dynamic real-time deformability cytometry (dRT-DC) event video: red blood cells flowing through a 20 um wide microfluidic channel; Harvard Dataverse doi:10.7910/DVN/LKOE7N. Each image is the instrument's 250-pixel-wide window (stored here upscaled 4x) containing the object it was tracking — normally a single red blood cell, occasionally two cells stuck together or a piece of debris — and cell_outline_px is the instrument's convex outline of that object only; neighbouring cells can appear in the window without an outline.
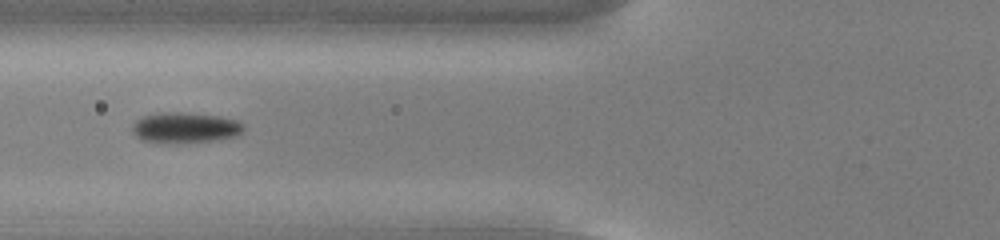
{"species": "common noctule bat (a hibernating species)", "species_latin": "Nyctalus noctula", "temperature_condition": "cold", "stored_images_in_passage": 16, "camera_frame_rate_fps": 3000, "um_per_image_px": 0.085, "animal": {"sex": "male", "body_mass_g": 13.0, "forearm_length_mm": 53.1}, "frame": {"image": 1, "passage_image": 7, "time_ms": 2.0, "image_size_px": [1000, 240], "cell_outline_px": [[244, 132], [236, 136], [220, 140], [164, 144], [140, 140], [132, 132], [132, 124], [136, 120], [144, 116], [176, 112], [216, 116], [236, 120], [244, 124]], "centroid_in_image_um": [15.74, 10.89], "position_along_channel_um": 110.1, "area_um2": 19.88}}
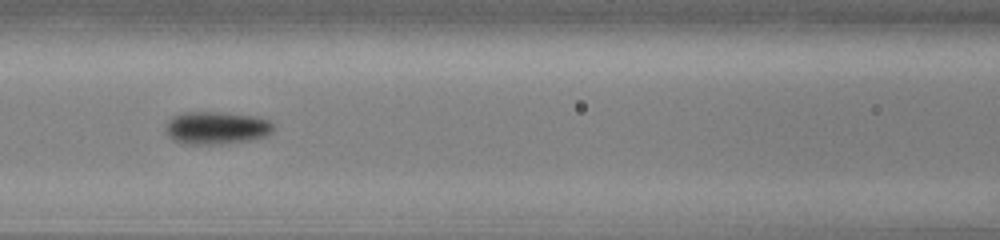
{"frame": {"image": 2, "passage_image": 10, "time_ms": 3.0, "image_size_px": [1000, 240], "cell_outline_px": [[272, 132], [264, 136], [248, 140], [220, 144], [188, 144], [172, 140], [168, 136], [164, 128], [168, 120], [172, 116], [184, 112], [220, 112], [256, 116], [268, 120], [272, 124]], "centroid_in_image_um": [18.34, 10.86], "position_along_channel_um": 148.3, "area_um2": 20.52}}